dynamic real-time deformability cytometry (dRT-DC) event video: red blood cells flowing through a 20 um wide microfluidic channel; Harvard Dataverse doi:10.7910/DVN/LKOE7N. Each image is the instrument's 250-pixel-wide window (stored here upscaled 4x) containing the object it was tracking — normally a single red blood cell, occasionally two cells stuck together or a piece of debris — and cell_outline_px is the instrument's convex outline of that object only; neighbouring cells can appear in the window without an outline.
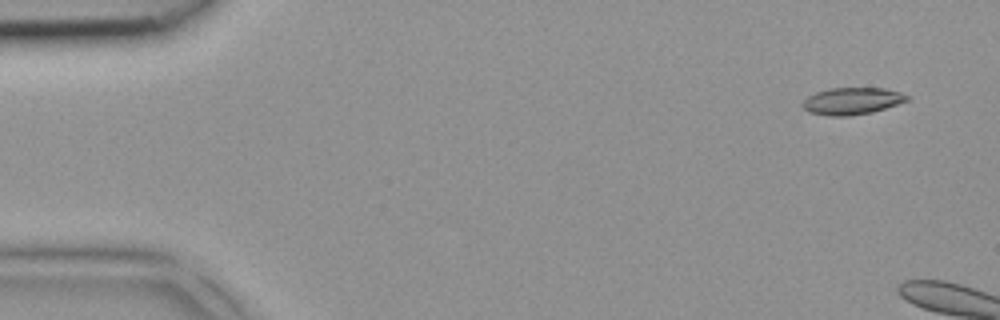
{"species": "common noctule bat (a hibernating species)", "species_latin": "Nyctalus noctula", "temperature_condition": "room temperature", "stored_images_in_passage": 3, "camera_frame_rate_fps": 3000, "um_per_image_px": 0.085, "animal": {"sex": "female", "body_mass_g": 18.4}, "frame": {"image": 1, "passage_image": 1, "time_ms": 0.0, "image_size_px": [1000, 320], "cell_outline_px": [[912, 96], [908, 100], [872, 112], [848, 116], [828, 116], [808, 112], [800, 104], [808, 96], [816, 92], [828, 88], [884, 88], [900, 92]], "centroid_in_image_um": [72.4, 8.58], "position_along_channel_um": 12.6, "area_um2": 16.47}}